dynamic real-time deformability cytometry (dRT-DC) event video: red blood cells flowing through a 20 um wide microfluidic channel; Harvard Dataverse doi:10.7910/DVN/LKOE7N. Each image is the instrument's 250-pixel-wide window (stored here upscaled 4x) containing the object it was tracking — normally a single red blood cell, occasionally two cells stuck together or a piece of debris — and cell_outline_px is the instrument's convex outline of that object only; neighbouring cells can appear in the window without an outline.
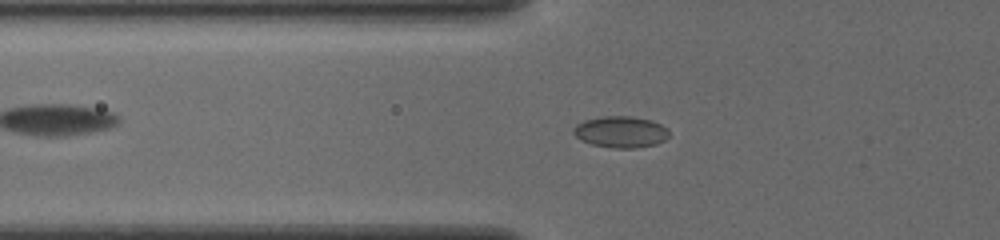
{"species": "common noctule bat (a hibernating species)", "species_latin": "Nyctalus noctula", "temperature_condition": "cold", "stored_images_in_passage": 37, "camera_frame_rate_fps": 3000, "um_per_image_px": 0.085, "animal": {"sex": "female", "body_mass_g": 19.5, "forearm_length_mm": 54.1}, "frame": {"image": 1, "passage_image": 4, "time_ms": 1.0, "image_size_px": [1000, 240], "cell_outline_px": [[668, 136], [664, 140], [656, 144], [636, 148], [612, 148], [592, 144], [580, 140], [572, 132], [576, 124], [584, 120], [604, 116], [628, 116], [652, 120], [668, 128]], "centroid_in_image_um": [52.75, 11.21], "position_along_channel_um": 73.0, "area_um2": 17.51}}
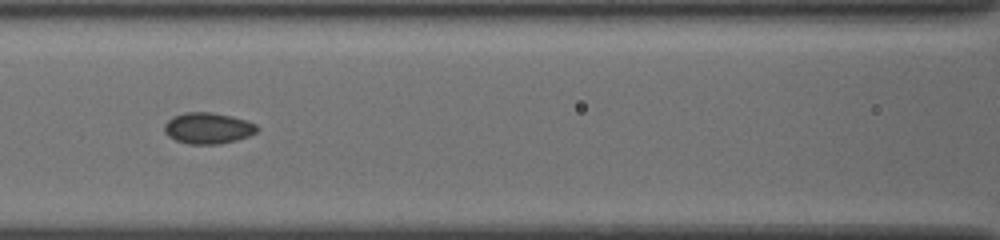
{"frame": {"image": 2, "passage_image": 10, "time_ms": 3.0, "image_size_px": [1000, 240], "cell_outline_px": [[260, 128], [256, 132], [248, 136], [236, 140], [220, 144], [188, 144], [176, 140], [168, 136], [164, 132], [164, 124], [172, 116], [184, 112], [208, 112], [228, 116], [244, 120], [256, 124]], "centroid_in_image_um": [17.64, 10.9], "position_along_channel_um": 149.0, "area_um2": 16.76}}
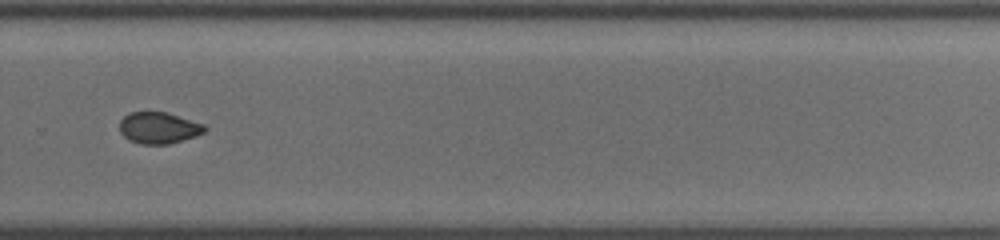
{"frame": {"image": 3, "passage_image": 23, "time_ms": 7.333, "image_size_px": [1000, 240], "cell_outline_px": [[208, 128], [204, 132], [196, 136], [168, 144], [140, 144], [128, 140], [120, 132], [120, 120], [124, 116], [132, 112], [164, 112], [204, 124]], "centroid_in_image_um": [13.48, 10.88], "position_along_channel_um": 316.3, "area_um2": 15.49}, "authors_computed_cell_mechanics": {"area_um2": 16.473, "velocity_mm_per_s": 3.8803, "shape_relaxation_time_tau1_ms": 6.0158, "shape_relaxation_time_tau2_ms": 3.0854, "deformation_change_tau1": 0.076, "deformation_change_tau2": 0.0543}}